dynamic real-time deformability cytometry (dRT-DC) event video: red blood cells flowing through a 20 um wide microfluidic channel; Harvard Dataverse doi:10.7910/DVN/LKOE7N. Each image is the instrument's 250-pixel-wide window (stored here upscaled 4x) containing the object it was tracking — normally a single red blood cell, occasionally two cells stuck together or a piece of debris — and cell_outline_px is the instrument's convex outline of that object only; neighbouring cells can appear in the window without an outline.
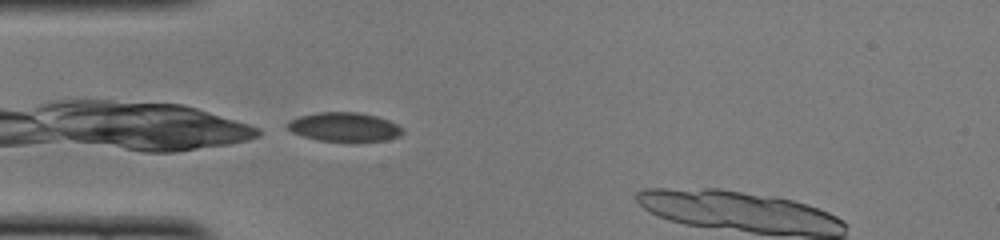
{"species": "common noctule bat (a hibernating species)", "species_latin": "Nyctalus noctula", "temperature_condition": "cold", "stored_images_in_passage": 29, "camera_frame_rate_fps": 3000, "um_per_image_px": 0.085, "animal": {"sex": "female", "body_mass_g": 22.0, "forearm_length_mm": 56.7}, "frame": {"image": 1, "passage_image": 1, "time_ms": 0.0, "image_size_px": [1000, 240], "cell_outline_px": [[404, 132], [400, 136], [388, 140], [320, 140], [304, 136], [292, 132], [284, 124], [288, 120], [300, 116], [316, 112], [356, 112], [376, 116], [388, 120], [404, 128]], "centroid_in_image_um": [29.26, 10.77], "position_along_channel_um": 55.7, "area_um2": 19.25}}
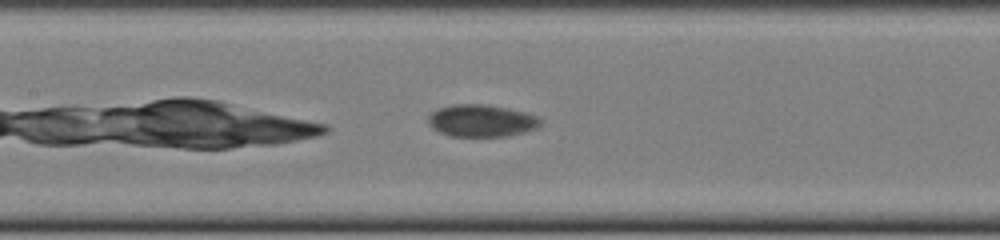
{"frame": {"image": 2, "passage_image": 10, "time_ms": 3.0, "image_size_px": [1000, 240], "cell_outline_px": [[544, 120], [536, 128], [524, 132], [508, 136], [452, 136], [440, 132], [432, 128], [428, 124], [428, 116], [436, 108], [452, 104], [484, 104], [508, 108], [540, 116]], "centroid_in_image_um": [40.93, 10.25], "position_along_channel_um": 166.5, "area_um2": 21.27}}
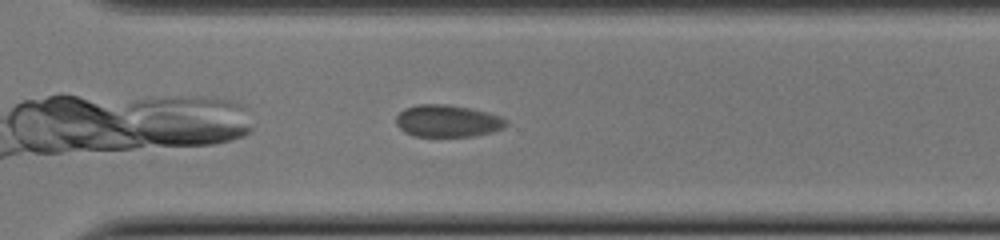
{"frame": {"image": 3, "passage_image": 23, "time_ms": 7.333, "image_size_px": [1000, 240], "cell_outline_px": [[508, 124], [504, 128], [492, 132], [472, 136], [412, 136], [404, 132], [396, 124], [396, 116], [404, 108], [416, 104], [448, 104], [488, 112], [500, 116], [508, 120]], "centroid_in_image_um": [38.04, 10.28], "position_along_channel_um": 332.6, "area_um2": 20.75}}